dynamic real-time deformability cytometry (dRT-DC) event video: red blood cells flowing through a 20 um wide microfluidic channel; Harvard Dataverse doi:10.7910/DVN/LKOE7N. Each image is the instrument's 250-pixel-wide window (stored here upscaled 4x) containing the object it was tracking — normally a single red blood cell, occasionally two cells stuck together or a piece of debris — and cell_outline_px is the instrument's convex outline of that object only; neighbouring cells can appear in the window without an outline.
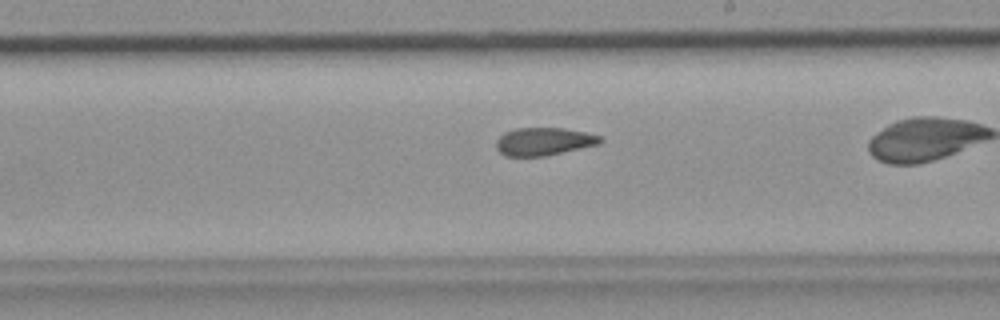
{"species": "common noctule bat (a hibernating species)", "species_latin": "Nyctalus noctula", "temperature_condition": "room temperature", "stored_images_in_passage": 31, "camera_frame_rate_fps": 3000, "um_per_image_px": 0.085, "animal": {"sex": "female", "body_mass_g": 19.9}, "frame": {"image": 1, "passage_image": 22, "time_ms": 7.0, "image_size_px": [1000, 320], "cell_outline_px": [[604, 140], [600, 144], [544, 156], [504, 156], [496, 148], [496, 140], [504, 132], [516, 128], [564, 128], [584, 132], [600, 136]], "centroid_in_image_um": [46.21, 12.02], "position_along_channel_um": 242.8, "area_um2": 16.88}}